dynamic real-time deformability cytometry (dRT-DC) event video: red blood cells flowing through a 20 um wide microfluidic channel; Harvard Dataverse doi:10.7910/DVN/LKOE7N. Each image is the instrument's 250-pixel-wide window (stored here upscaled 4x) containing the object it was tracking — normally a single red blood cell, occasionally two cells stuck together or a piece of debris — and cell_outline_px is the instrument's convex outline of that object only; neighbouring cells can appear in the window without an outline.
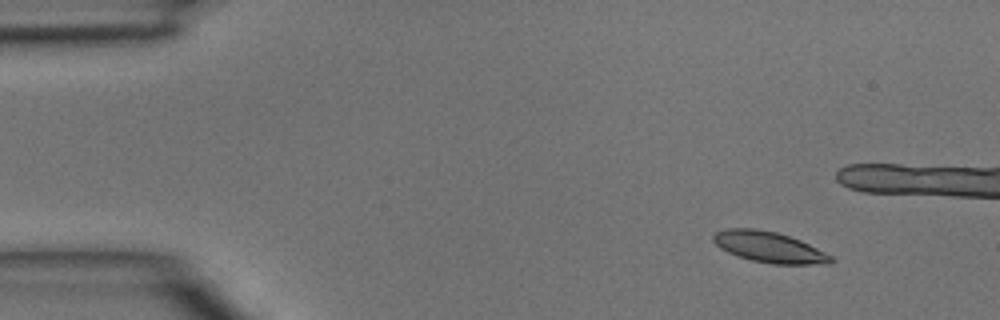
{"species": "common noctule bat (a hibernating species)", "species_latin": "Nyctalus noctula", "temperature_condition": "room temperature", "stored_images_in_passage": 4, "camera_frame_rate_fps": 3000, "um_per_image_px": 0.085, "animal": {"sex": "male", "body_mass_g": 15.6}, "frame": {"image": 1, "passage_image": 1, "time_ms": 0.0, "image_size_px": [1000, 320], "cell_outline_px": [[836, 260], [832, 264], [772, 264], [752, 260], [728, 252], [720, 248], [712, 240], [712, 236], [716, 232], [724, 228], [756, 228], [776, 232], [800, 240], [832, 256]], "centroid_in_image_um": [65.38, 21.0], "position_along_channel_um": 19.6, "area_um2": 21.1}}